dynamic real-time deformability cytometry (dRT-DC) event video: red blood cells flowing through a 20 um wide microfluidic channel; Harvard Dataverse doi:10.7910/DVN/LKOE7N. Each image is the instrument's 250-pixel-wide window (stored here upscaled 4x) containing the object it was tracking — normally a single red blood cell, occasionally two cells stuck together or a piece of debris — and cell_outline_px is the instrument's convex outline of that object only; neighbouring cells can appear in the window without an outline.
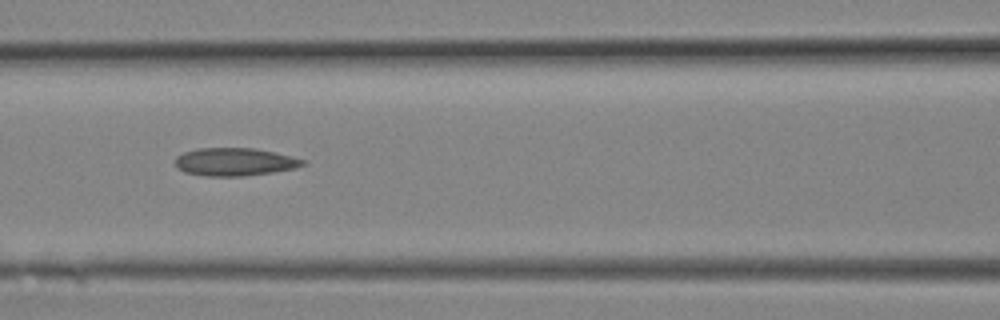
{"species": "Egyptian fruit bat (a non-hibernating species)", "species_latin": "Rousettus aegyptiacus", "temperature_condition": "room temperature", "stored_images_in_passage": 10, "camera_frame_rate_fps": 3000, "um_per_image_px": 0.085, "animal": {"sex": "female"}, "frame": {"image": 1, "passage_image": 9, "time_ms": 2.667, "image_size_px": [1000, 320], "cell_outline_px": [[308, 164], [296, 168], [272, 172], [244, 176], [208, 176], [184, 172], [176, 168], [176, 156], [184, 152], [200, 148], [252, 148], [292, 156], [308, 160]], "centroid_in_image_um": [19.99, 13.76], "position_along_channel_um": 146.6, "area_um2": 20.81}}
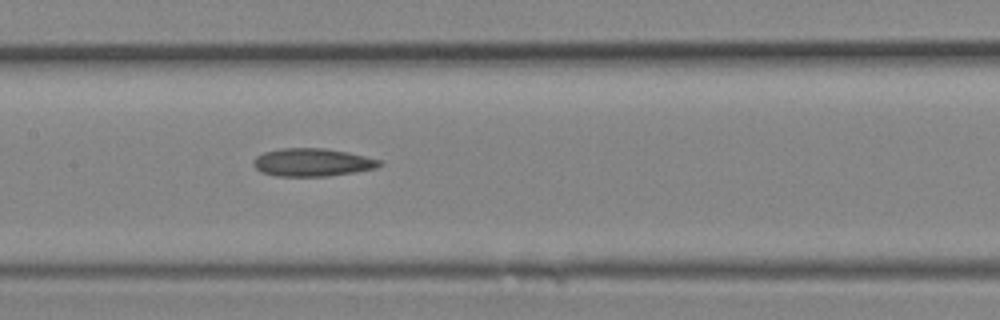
{"frame": {"image": 2, "passage_image": 10, "time_ms": 3.0, "image_size_px": [1000, 320], "cell_outline_px": [[384, 164], [376, 168], [328, 176], [276, 176], [260, 172], [252, 164], [252, 160], [256, 156], [264, 152], [280, 148], [324, 148], [348, 152], [384, 160]], "centroid_in_image_um": [26.55, 13.79], "position_along_channel_um": 180.8, "area_um2": 20.75}}